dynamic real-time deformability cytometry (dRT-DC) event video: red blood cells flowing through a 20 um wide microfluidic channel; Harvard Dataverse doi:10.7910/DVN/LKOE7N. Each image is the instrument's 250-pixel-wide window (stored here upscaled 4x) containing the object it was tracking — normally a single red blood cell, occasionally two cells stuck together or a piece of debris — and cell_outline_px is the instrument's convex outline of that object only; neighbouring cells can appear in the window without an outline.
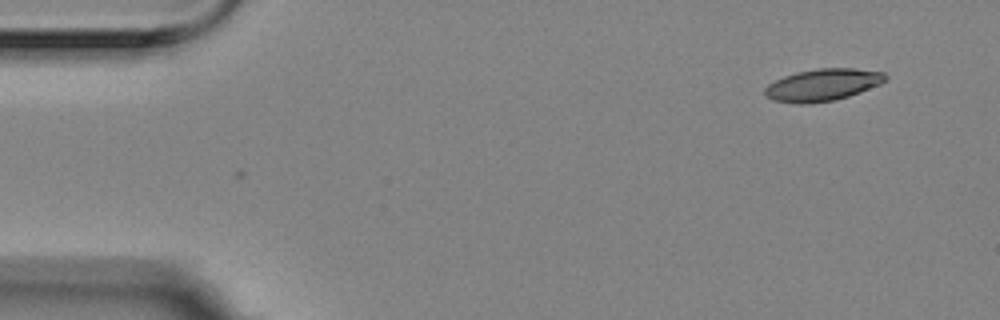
{"species": "Egyptian fruit bat (a non-hibernating species)", "species_latin": "Rousettus aegyptiacus", "temperature_condition": "room temperature", "stored_images_in_passage": 4, "camera_frame_rate_fps": 3000, "um_per_image_px": 0.085, "animal": {"sex": "female"}, "frame": {"image": 1, "passage_image": 1, "time_ms": 0.0, "image_size_px": [1000, 320], "cell_outline_px": [[888, 80], [880, 84], [860, 92], [848, 96], [832, 100], [808, 104], [796, 104], [772, 100], [764, 96], [764, 88], [768, 84], [784, 76], [796, 72], [816, 68], [856, 68], [884, 72], [888, 76]], "centroid_in_image_um": [69.92, 7.21], "position_along_channel_um": 15.1, "area_um2": 22.77}}